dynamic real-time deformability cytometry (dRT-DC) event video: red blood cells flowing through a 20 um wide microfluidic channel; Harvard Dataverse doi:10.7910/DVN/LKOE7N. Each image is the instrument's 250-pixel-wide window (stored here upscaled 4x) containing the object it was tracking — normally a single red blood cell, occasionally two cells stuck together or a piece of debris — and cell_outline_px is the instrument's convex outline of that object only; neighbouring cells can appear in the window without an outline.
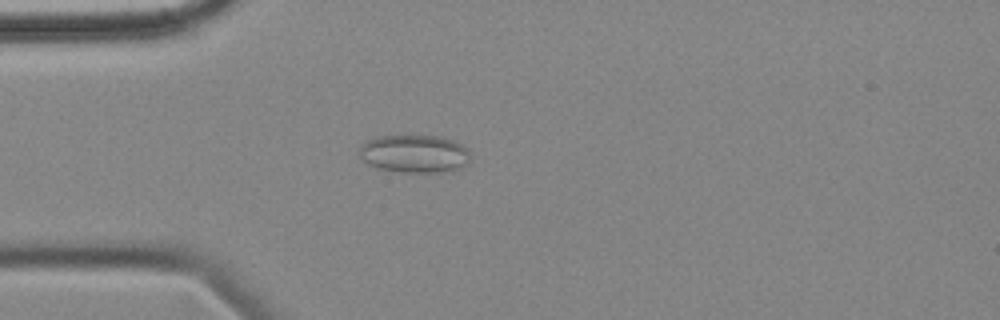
{"species": "common noctule bat (a hibernating species)", "species_latin": "Nyctalus noctula", "temperature_condition": "cold", "stored_images_in_passage": 4, "camera_frame_rate_fps": 3000, "um_per_image_px": 0.085, "animal": {"sex": "female", "body_mass_g": 18.4}, "frame": {"image": 1, "passage_image": 4, "time_ms": 4.333, "image_size_px": [1000, 320], "cell_outline_px": [[468, 164], [452, 172], [400, 172], [376, 168], [368, 164], [360, 156], [360, 148], [364, 140], [376, 136], [440, 136], [452, 140], [468, 148]], "centroid_in_image_um": [35.22, 13.07], "position_along_channel_um": 49.8, "area_um2": 24.74}}